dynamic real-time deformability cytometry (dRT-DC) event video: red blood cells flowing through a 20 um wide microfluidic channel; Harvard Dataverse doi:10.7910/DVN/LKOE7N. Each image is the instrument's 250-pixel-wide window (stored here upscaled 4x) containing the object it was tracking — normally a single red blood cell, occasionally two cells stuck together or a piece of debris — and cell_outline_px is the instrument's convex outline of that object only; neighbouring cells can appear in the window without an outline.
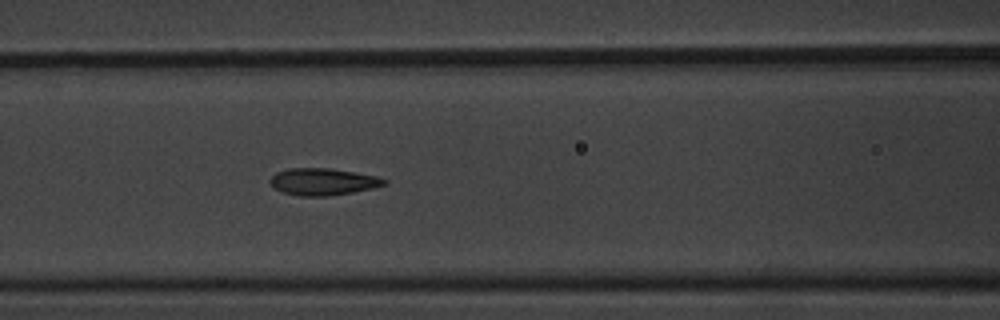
{"species": "common noctule bat (a hibernating species)", "species_latin": "Nyctalus noctula", "temperature_condition": "warm", "stored_images_in_passage": 3, "camera_frame_rate_fps": 3000, "um_per_image_px": 0.085, "animal": {"sex": "male", "body_mass_g": 20.1, "forearm_length_mm": 53.5}, "frame": {"image": 1, "passage_image": 3, "time_ms": 0.667, "image_size_px": [1000, 320], "cell_outline_px": [[388, 184], [372, 188], [352, 192], [328, 196], [300, 196], [284, 192], [276, 188], [268, 180], [276, 172], [288, 168], [332, 168], [356, 172], [376, 176], [388, 180]], "centroid_in_image_um": [27.48, 15.43], "position_along_channel_um": 139.1, "area_um2": 17.92}}